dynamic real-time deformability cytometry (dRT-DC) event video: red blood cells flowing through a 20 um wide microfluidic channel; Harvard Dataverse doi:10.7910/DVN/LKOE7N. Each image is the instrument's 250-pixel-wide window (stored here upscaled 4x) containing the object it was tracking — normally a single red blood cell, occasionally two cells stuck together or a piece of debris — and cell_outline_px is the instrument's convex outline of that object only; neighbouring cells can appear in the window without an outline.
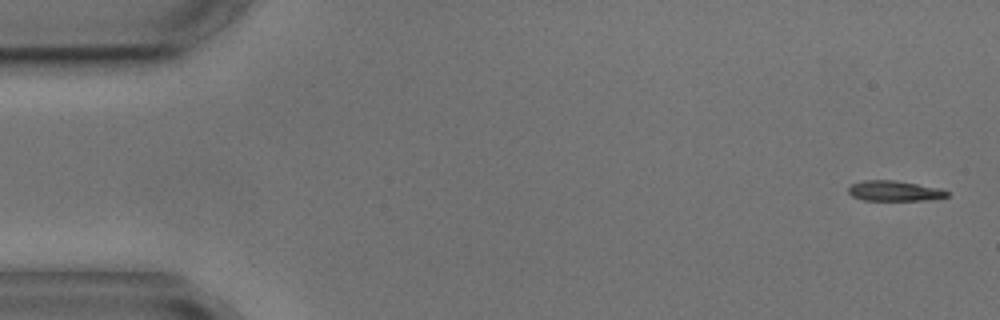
{"species": "common noctule bat (a hibernating species)", "species_latin": "Nyctalus noctula", "temperature_condition": "cold", "stored_images_in_passage": 4, "camera_frame_rate_fps": 3000, "um_per_image_px": 0.085, "animal": {"sex": "male", "body_mass_g": 17.9, "forearm_length_mm": 54.2}, "frame": {"image": 1, "passage_image": 1, "time_ms": 0.0, "image_size_px": [1000, 320], "cell_outline_px": [[948, 196], [924, 200], [864, 200], [852, 196], [848, 192], [848, 188], [852, 184], [864, 180], [896, 180], [944, 188], [948, 192]], "centroid_in_image_um": [76.05, 16.21], "position_along_channel_um": 9.0, "area_um2": 11.73}}
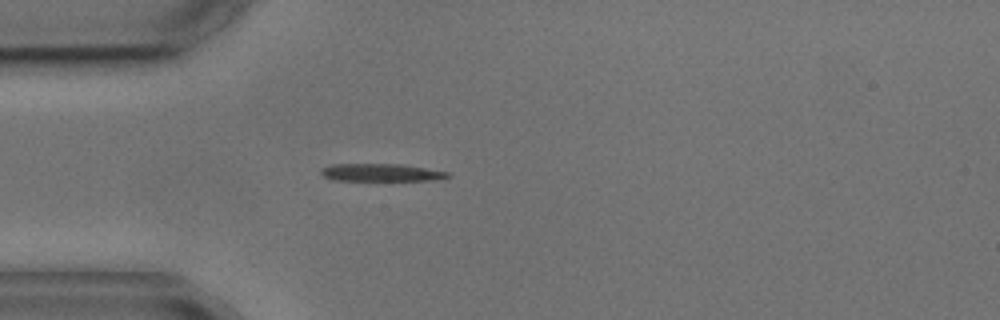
{"frame": {"image": 2, "passage_image": 4, "time_ms": 4.333, "image_size_px": [1000, 320], "cell_outline_px": [[452, 176], [432, 180], [332, 180], [324, 176], [320, 172], [320, 168], [332, 164], [400, 164], [448, 172]], "centroid_in_image_um": [32.34, 14.66], "position_along_channel_um": 52.7, "area_um2": 12.83}}